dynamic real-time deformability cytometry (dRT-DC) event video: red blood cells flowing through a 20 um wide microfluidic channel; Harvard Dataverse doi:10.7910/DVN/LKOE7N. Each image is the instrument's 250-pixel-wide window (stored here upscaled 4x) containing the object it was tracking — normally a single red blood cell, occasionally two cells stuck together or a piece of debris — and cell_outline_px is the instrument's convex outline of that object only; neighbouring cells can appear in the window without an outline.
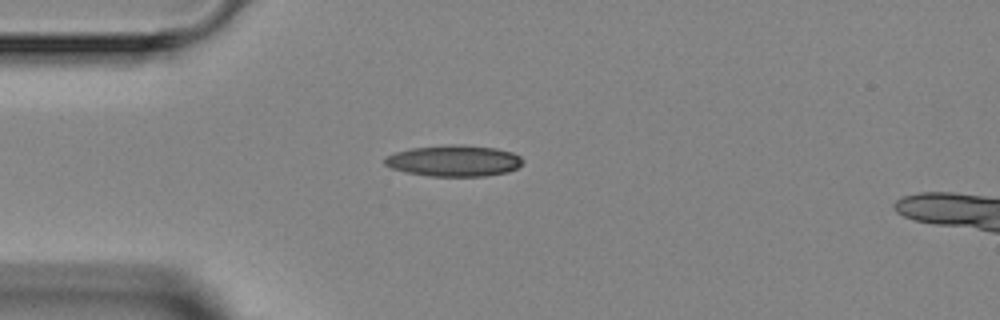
{"species": "Egyptian fruit bat (a non-hibernating species)", "species_latin": "Rousettus aegyptiacus", "temperature_condition": "room temperature", "stored_images_in_passage": 3, "camera_frame_rate_fps": 3000, "um_per_image_px": 0.085, "animal": {"sex": "female"}, "frame": {"image": 1, "passage_image": 3, "time_ms": 3.333, "image_size_px": [1000, 320], "cell_outline_px": [[524, 160], [516, 168], [508, 172], [484, 176], [428, 176], [408, 172], [392, 168], [384, 164], [384, 160], [388, 156], [396, 152], [412, 148], [452, 144], [464, 144], [496, 148], [512, 152], [520, 156]], "centroid_in_image_um": [38.62, 13.66], "position_along_channel_um": 46.4, "area_um2": 25.03}}